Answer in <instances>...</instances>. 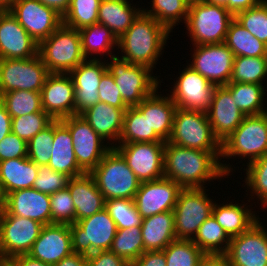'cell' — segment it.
Listing matches in <instances>:
<instances>
[{"label":"cell","instance_id":"cell-4","mask_svg":"<svg viewBox=\"0 0 267 266\" xmlns=\"http://www.w3.org/2000/svg\"><path fill=\"white\" fill-rule=\"evenodd\" d=\"M90 174L105 201L111 199L134 200L141 183L128 167L126 160L114 147L105 154Z\"/></svg>","mask_w":267,"mask_h":266},{"label":"cell","instance_id":"cell-15","mask_svg":"<svg viewBox=\"0 0 267 266\" xmlns=\"http://www.w3.org/2000/svg\"><path fill=\"white\" fill-rule=\"evenodd\" d=\"M187 65L216 86L230 83L235 56L225 43L193 45Z\"/></svg>","mask_w":267,"mask_h":266},{"label":"cell","instance_id":"cell-29","mask_svg":"<svg viewBox=\"0 0 267 266\" xmlns=\"http://www.w3.org/2000/svg\"><path fill=\"white\" fill-rule=\"evenodd\" d=\"M52 146L53 152L48 167L71 178L86 173L76 160L69 129L60 120H54V141Z\"/></svg>","mask_w":267,"mask_h":266},{"label":"cell","instance_id":"cell-49","mask_svg":"<svg viewBox=\"0 0 267 266\" xmlns=\"http://www.w3.org/2000/svg\"><path fill=\"white\" fill-rule=\"evenodd\" d=\"M52 121L53 119L45 111L14 117L12 118L11 132L28 143Z\"/></svg>","mask_w":267,"mask_h":266},{"label":"cell","instance_id":"cell-1","mask_svg":"<svg viewBox=\"0 0 267 266\" xmlns=\"http://www.w3.org/2000/svg\"><path fill=\"white\" fill-rule=\"evenodd\" d=\"M221 151L190 149L165 142L164 177L183 189L206 188L205 184L234 173L230 162H220ZM225 162V163H223Z\"/></svg>","mask_w":267,"mask_h":266},{"label":"cell","instance_id":"cell-24","mask_svg":"<svg viewBox=\"0 0 267 266\" xmlns=\"http://www.w3.org/2000/svg\"><path fill=\"white\" fill-rule=\"evenodd\" d=\"M158 90L157 88L136 107L144 117H147L150 126V142H167L172 133L177 106L169 93L165 96Z\"/></svg>","mask_w":267,"mask_h":266},{"label":"cell","instance_id":"cell-61","mask_svg":"<svg viewBox=\"0 0 267 266\" xmlns=\"http://www.w3.org/2000/svg\"><path fill=\"white\" fill-rule=\"evenodd\" d=\"M199 266H230L225 256L206 255Z\"/></svg>","mask_w":267,"mask_h":266},{"label":"cell","instance_id":"cell-57","mask_svg":"<svg viewBox=\"0 0 267 266\" xmlns=\"http://www.w3.org/2000/svg\"><path fill=\"white\" fill-rule=\"evenodd\" d=\"M12 118L7 112L6 107L0 101V142L1 140L11 132Z\"/></svg>","mask_w":267,"mask_h":266},{"label":"cell","instance_id":"cell-12","mask_svg":"<svg viewBox=\"0 0 267 266\" xmlns=\"http://www.w3.org/2000/svg\"><path fill=\"white\" fill-rule=\"evenodd\" d=\"M43 224L20 216L0 211V257L9 260L27 254L38 239Z\"/></svg>","mask_w":267,"mask_h":266},{"label":"cell","instance_id":"cell-62","mask_svg":"<svg viewBox=\"0 0 267 266\" xmlns=\"http://www.w3.org/2000/svg\"><path fill=\"white\" fill-rule=\"evenodd\" d=\"M16 0H0V10H8Z\"/></svg>","mask_w":267,"mask_h":266},{"label":"cell","instance_id":"cell-9","mask_svg":"<svg viewBox=\"0 0 267 266\" xmlns=\"http://www.w3.org/2000/svg\"><path fill=\"white\" fill-rule=\"evenodd\" d=\"M70 231L73 252L88 256L97 251L110 249L117 226L104 208L92 216L71 224Z\"/></svg>","mask_w":267,"mask_h":266},{"label":"cell","instance_id":"cell-45","mask_svg":"<svg viewBox=\"0 0 267 266\" xmlns=\"http://www.w3.org/2000/svg\"><path fill=\"white\" fill-rule=\"evenodd\" d=\"M150 142L147 117L136 107H128L124 114L123 130L118 144Z\"/></svg>","mask_w":267,"mask_h":266},{"label":"cell","instance_id":"cell-33","mask_svg":"<svg viewBox=\"0 0 267 266\" xmlns=\"http://www.w3.org/2000/svg\"><path fill=\"white\" fill-rule=\"evenodd\" d=\"M131 5L130 0H101L98 10V23L109 28L119 39L143 10L136 4Z\"/></svg>","mask_w":267,"mask_h":266},{"label":"cell","instance_id":"cell-20","mask_svg":"<svg viewBox=\"0 0 267 266\" xmlns=\"http://www.w3.org/2000/svg\"><path fill=\"white\" fill-rule=\"evenodd\" d=\"M42 109L53 120L75 115V88L69 74L50 73L41 90Z\"/></svg>","mask_w":267,"mask_h":266},{"label":"cell","instance_id":"cell-42","mask_svg":"<svg viewBox=\"0 0 267 266\" xmlns=\"http://www.w3.org/2000/svg\"><path fill=\"white\" fill-rule=\"evenodd\" d=\"M109 250L131 264L144 252L141 226L117 229Z\"/></svg>","mask_w":267,"mask_h":266},{"label":"cell","instance_id":"cell-22","mask_svg":"<svg viewBox=\"0 0 267 266\" xmlns=\"http://www.w3.org/2000/svg\"><path fill=\"white\" fill-rule=\"evenodd\" d=\"M104 60L86 59L68 73L75 88V115L99 102V84L107 71Z\"/></svg>","mask_w":267,"mask_h":266},{"label":"cell","instance_id":"cell-7","mask_svg":"<svg viewBox=\"0 0 267 266\" xmlns=\"http://www.w3.org/2000/svg\"><path fill=\"white\" fill-rule=\"evenodd\" d=\"M267 153V112L245 116L234 132L221 143L220 161L232 157L250 163Z\"/></svg>","mask_w":267,"mask_h":266},{"label":"cell","instance_id":"cell-13","mask_svg":"<svg viewBox=\"0 0 267 266\" xmlns=\"http://www.w3.org/2000/svg\"><path fill=\"white\" fill-rule=\"evenodd\" d=\"M68 129L73 140V148L78 165L90 173L112 148L80 115H72L60 120Z\"/></svg>","mask_w":267,"mask_h":266},{"label":"cell","instance_id":"cell-30","mask_svg":"<svg viewBox=\"0 0 267 266\" xmlns=\"http://www.w3.org/2000/svg\"><path fill=\"white\" fill-rule=\"evenodd\" d=\"M232 202H223V204L215 202L212 210V215L230 238L246 232L257 221L262 220L258 217L259 215H256V211H252L254 209L247 205L248 202L246 204L243 201H241L243 204L236 201L235 203Z\"/></svg>","mask_w":267,"mask_h":266},{"label":"cell","instance_id":"cell-43","mask_svg":"<svg viewBox=\"0 0 267 266\" xmlns=\"http://www.w3.org/2000/svg\"><path fill=\"white\" fill-rule=\"evenodd\" d=\"M166 266H199L206 254L192 241L176 239L164 250Z\"/></svg>","mask_w":267,"mask_h":266},{"label":"cell","instance_id":"cell-41","mask_svg":"<svg viewBox=\"0 0 267 266\" xmlns=\"http://www.w3.org/2000/svg\"><path fill=\"white\" fill-rule=\"evenodd\" d=\"M246 178L243 182H245L247 190V196L251 193L248 198L252 200L256 197V200L261 202V206L264 208L267 207V153L250 163H246ZM254 196V197H252Z\"/></svg>","mask_w":267,"mask_h":266},{"label":"cell","instance_id":"cell-60","mask_svg":"<svg viewBox=\"0 0 267 266\" xmlns=\"http://www.w3.org/2000/svg\"><path fill=\"white\" fill-rule=\"evenodd\" d=\"M45 6L55 9L60 15H64L70 6L71 0H38Z\"/></svg>","mask_w":267,"mask_h":266},{"label":"cell","instance_id":"cell-50","mask_svg":"<svg viewBox=\"0 0 267 266\" xmlns=\"http://www.w3.org/2000/svg\"><path fill=\"white\" fill-rule=\"evenodd\" d=\"M50 202L51 224L75 223V206L68 187L51 194Z\"/></svg>","mask_w":267,"mask_h":266},{"label":"cell","instance_id":"cell-53","mask_svg":"<svg viewBox=\"0 0 267 266\" xmlns=\"http://www.w3.org/2000/svg\"><path fill=\"white\" fill-rule=\"evenodd\" d=\"M27 157V143L13 132L0 142V161Z\"/></svg>","mask_w":267,"mask_h":266},{"label":"cell","instance_id":"cell-11","mask_svg":"<svg viewBox=\"0 0 267 266\" xmlns=\"http://www.w3.org/2000/svg\"><path fill=\"white\" fill-rule=\"evenodd\" d=\"M49 74L39 54L28 59H0V96L14 90L41 92Z\"/></svg>","mask_w":267,"mask_h":266},{"label":"cell","instance_id":"cell-44","mask_svg":"<svg viewBox=\"0 0 267 266\" xmlns=\"http://www.w3.org/2000/svg\"><path fill=\"white\" fill-rule=\"evenodd\" d=\"M101 0H71L70 6L62 16L63 24L74 28L98 23V10Z\"/></svg>","mask_w":267,"mask_h":266},{"label":"cell","instance_id":"cell-10","mask_svg":"<svg viewBox=\"0 0 267 266\" xmlns=\"http://www.w3.org/2000/svg\"><path fill=\"white\" fill-rule=\"evenodd\" d=\"M205 188L182 189L173 209L177 239L193 240L202 223L212 215L213 201ZM207 193V194H206Z\"/></svg>","mask_w":267,"mask_h":266},{"label":"cell","instance_id":"cell-27","mask_svg":"<svg viewBox=\"0 0 267 266\" xmlns=\"http://www.w3.org/2000/svg\"><path fill=\"white\" fill-rule=\"evenodd\" d=\"M126 109L97 102L80 115L105 142L114 147L119 143L122 134Z\"/></svg>","mask_w":267,"mask_h":266},{"label":"cell","instance_id":"cell-31","mask_svg":"<svg viewBox=\"0 0 267 266\" xmlns=\"http://www.w3.org/2000/svg\"><path fill=\"white\" fill-rule=\"evenodd\" d=\"M141 235L144 252L164 250L176 240L174 212L167 211L142 219Z\"/></svg>","mask_w":267,"mask_h":266},{"label":"cell","instance_id":"cell-36","mask_svg":"<svg viewBox=\"0 0 267 266\" xmlns=\"http://www.w3.org/2000/svg\"><path fill=\"white\" fill-rule=\"evenodd\" d=\"M224 43L235 57H267V45L253 36L235 18L230 22Z\"/></svg>","mask_w":267,"mask_h":266},{"label":"cell","instance_id":"cell-52","mask_svg":"<svg viewBox=\"0 0 267 266\" xmlns=\"http://www.w3.org/2000/svg\"><path fill=\"white\" fill-rule=\"evenodd\" d=\"M99 102H104L116 108H128L115 84L113 76L108 70L102 75L99 84Z\"/></svg>","mask_w":267,"mask_h":266},{"label":"cell","instance_id":"cell-58","mask_svg":"<svg viewBox=\"0 0 267 266\" xmlns=\"http://www.w3.org/2000/svg\"><path fill=\"white\" fill-rule=\"evenodd\" d=\"M14 266H52L40 260L34 259L27 254L17 255L9 259Z\"/></svg>","mask_w":267,"mask_h":266},{"label":"cell","instance_id":"cell-19","mask_svg":"<svg viewBox=\"0 0 267 266\" xmlns=\"http://www.w3.org/2000/svg\"><path fill=\"white\" fill-rule=\"evenodd\" d=\"M183 188L168 178L141 182L134 202L142 218L173 211Z\"/></svg>","mask_w":267,"mask_h":266},{"label":"cell","instance_id":"cell-26","mask_svg":"<svg viewBox=\"0 0 267 266\" xmlns=\"http://www.w3.org/2000/svg\"><path fill=\"white\" fill-rule=\"evenodd\" d=\"M3 209L10 215L30 218L43 225L51 224L50 195L34 188L8 193L4 197Z\"/></svg>","mask_w":267,"mask_h":266},{"label":"cell","instance_id":"cell-23","mask_svg":"<svg viewBox=\"0 0 267 266\" xmlns=\"http://www.w3.org/2000/svg\"><path fill=\"white\" fill-rule=\"evenodd\" d=\"M72 253L70 225L49 224L43 226L27 255L54 266Z\"/></svg>","mask_w":267,"mask_h":266},{"label":"cell","instance_id":"cell-55","mask_svg":"<svg viewBox=\"0 0 267 266\" xmlns=\"http://www.w3.org/2000/svg\"><path fill=\"white\" fill-rule=\"evenodd\" d=\"M205 3L227 8L233 15L262 4L265 0H202Z\"/></svg>","mask_w":267,"mask_h":266},{"label":"cell","instance_id":"cell-21","mask_svg":"<svg viewBox=\"0 0 267 266\" xmlns=\"http://www.w3.org/2000/svg\"><path fill=\"white\" fill-rule=\"evenodd\" d=\"M38 47L9 10H0V59L32 58Z\"/></svg>","mask_w":267,"mask_h":266},{"label":"cell","instance_id":"cell-64","mask_svg":"<svg viewBox=\"0 0 267 266\" xmlns=\"http://www.w3.org/2000/svg\"><path fill=\"white\" fill-rule=\"evenodd\" d=\"M0 266H14L9 260H2Z\"/></svg>","mask_w":267,"mask_h":266},{"label":"cell","instance_id":"cell-37","mask_svg":"<svg viewBox=\"0 0 267 266\" xmlns=\"http://www.w3.org/2000/svg\"><path fill=\"white\" fill-rule=\"evenodd\" d=\"M206 255L224 256L231 238L211 215L199 227L192 240Z\"/></svg>","mask_w":267,"mask_h":266},{"label":"cell","instance_id":"cell-6","mask_svg":"<svg viewBox=\"0 0 267 266\" xmlns=\"http://www.w3.org/2000/svg\"><path fill=\"white\" fill-rule=\"evenodd\" d=\"M107 62V70L113 76L124 103L128 107L136 106L150 96L162 81L153 70L143 66L131 64L129 61L114 56ZM152 72V73H151ZM160 83V84H159Z\"/></svg>","mask_w":267,"mask_h":266},{"label":"cell","instance_id":"cell-47","mask_svg":"<svg viewBox=\"0 0 267 266\" xmlns=\"http://www.w3.org/2000/svg\"><path fill=\"white\" fill-rule=\"evenodd\" d=\"M234 18L253 36L267 45V0L258 6L236 13Z\"/></svg>","mask_w":267,"mask_h":266},{"label":"cell","instance_id":"cell-17","mask_svg":"<svg viewBox=\"0 0 267 266\" xmlns=\"http://www.w3.org/2000/svg\"><path fill=\"white\" fill-rule=\"evenodd\" d=\"M8 10L38 44L63 23L62 15L38 0H16Z\"/></svg>","mask_w":267,"mask_h":266},{"label":"cell","instance_id":"cell-16","mask_svg":"<svg viewBox=\"0 0 267 266\" xmlns=\"http://www.w3.org/2000/svg\"><path fill=\"white\" fill-rule=\"evenodd\" d=\"M175 81L172 91L170 90V97L177 108L207 112L216 85L188 65L182 72L179 71Z\"/></svg>","mask_w":267,"mask_h":266},{"label":"cell","instance_id":"cell-18","mask_svg":"<svg viewBox=\"0 0 267 266\" xmlns=\"http://www.w3.org/2000/svg\"><path fill=\"white\" fill-rule=\"evenodd\" d=\"M257 221L249 230L232 237L224 255L230 266H267V229Z\"/></svg>","mask_w":267,"mask_h":266},{"label":"cell","instance_id":"cell-48","mask_svg":"<svg viewBox=\"0 0 267 266\" xmlns=\"http://www.w3.org/2000/svg\"><path fill=\"white\" fill-rule=\"evenodd\" d=\"M54 141V120L27 143V157L36 165H48Z\"/></svg>","mask_w":267,"mask_h":266},{"label":"cell","instance_id":"cell-14","mask_svg":"<svg viewBox=\"0 0 267 266\" xmlns=\"http://www.w3.org/2000/svg\"><path fill=\"white\" fill-rule=\"evenodd\" d=\"M164 147L165 142H134L114 146L140 182L164 177Z\"/></svg>","mask_w":267,"mask_h":266},{"label":"cell","instance_id":"cell-28","mask_svg":"<svg viewBox=\"0 0 267 266\" xmlns=\"http://www.w3.org/2000/svg\"><path fill=\"white\" fill-rule=\"evenodd\" d=\"M68 188L75 206V222L105 208V199L90 173L70 178Z\"/></svg>","mask_w":267,"mask_h":266},{"label":"cell","instance_id":"cell-25","mask_svg":"<svg viewBox=\"0 0 267 266\" xmlns=\"http://www.w3.org/2000/svg\"><path fill=\"white\" fill-rule=\"evenodd\" d=\"M206 113L214 136L220 143L234 132L245 117L235 105L231 93L224 86H216Z\"/></svg>","mask_w":267,"mask_h":266},{"label":"cell","instance_id":"cell-54","mask_svg":"<svg viewBox=\"0 0 267 266\" xmlns=\"http://www.w3.org/2000/svg\"><path fill=\"white\" fill-rule=\"evenodd\" d=\"M86 264L87 266H130L124 258L110 250L97 251L86 256Z\"/></svg>","mask_w":267,"mask_h":266},{"label":"cell","instance_id":"cell-35","mask_svg":"<svg viewBox=\"0 0 267 266\" xmlns=\"http://www.w3.org/2000/svg\"><path fill=\"white\" fill-rule=\"evenodd\" d=\"M266 86L267 84L228 83L224 87L231 93L239 110L245 116H250L267 112Z\"/></svg>","mask_w":267,"mask_h":266},{"label":"cell","instance_id":"cell-2","mask_svg":"<svg viewBox=\"0 0 267 266\" xmlns=\"http://www.w3.org/2000/svg\"><path fill=\"white\" fill-rule=\"evenodd\" d=\"M171 32L143 10L130 28L118 39L119 58L131 64L156 69ZM121 51V52H120ZM163 52V53H162Z\"/></svg>","mask_w":267,"mask_h":266},{"label":"cell","instance_id":"cell-46","mask_svg":"<svg viewBox=\"0 0 267 266\" xmlns=\"http://www.w3.org/2000/svg\"><path fill=\"white\" fill-rule=\"evenodd\" d=\"M105 209L116 223L117 229L141 226L142 217L132 199H111L105 201Z\"/></svg>","mask_w":267,"mask_h":266},{"label":"cell","instance_id":"cell-40","mask_svg":"<svg viewBox=\"0 0 267 266\" xmlns=\"http://www.w3.org/2000/svg\"><path fill=\"white\" fill-rule=\"evenodd\" d=\"M0 101L6 107L11 118L43 111L41 92L14 90L3 93Z\"/></svg>","mask_w":267,"mask_h":266},{"label":"cell","instance_id":"cell-38","mask_svg":"<svg viewBox=\"0 0 267 266\" xmlns=\"http://www.w3.org/2000/svg\"><path fill=\"white\" fill-rule=\"evenodd\" d=\"M151 2L152 9L143 8V11L154 17L170 32H173L180 22L185 24L191 0H152Z\"/></svg>","mask_w":267,"mask_h":266},{"label":"cell","instance_id":"cell-34","mask_svg":"<svg viewBox=\"0 0 267 266\" xmlns=\"http://www.w3.org/2000/svg\"><path fill=\"white\" fill-rule=\"evenodd\" d=\"M79 33L82 52L86 59L102 60L105 55L110 58L116 56L113 51L118 47V39L105 25L95 23L79 29Z\"/></svg>","mask_w":267,"mask_h":266},{"label":"cell","instance_id":"cell-56","mask_svg":"<svg viewBox=\"0 0 267 266\" xmlns=\"http://www.w3.org/2000/svg\"><path fill=\"white\" fill-rule=\"evenodd\" d=\"M130 266H166L163 250L143 252Z\"/></svg>","mask_w":267,"mask_h":266},{"label":"cell","instance_id":"cell-59","mask_svg":"<svg viewBox=\"0 0 267 266\" xmlns=\"http://www.w3.org/2000/svg\"><path fill=\"white\" fill-rule=\"evenodd\" d=\"M54 266H87L86 256L73 252Z\"/></svg>","mask_w":267,"mask_h":266},{"label":"cell","instance_id":"cell-51","mask_svg":"<svg viewBox=\"0 0 267 266\" xmlns=\"http://www.w3.org/2000/svg\"><path fill=\"white\" fill-rule=\"evenodd\" d=\"M70 178L71 177L64 173L52 170L48 165H39L37 178L32 188L51 195L59 190L67 188Z\"/></svg>","mask_w":267,"mask_h":266},{"label":"cell","instance_id":"cell-39","mask_svg":"<svg viewBox=\"0 0 267 266\" xmlns=\"http://www.w3.org/2000/svg\"><path fill=\"white\" fill-rule=\"evenodd\" d=\"M267 79V57L234 58L230 83L265 84Z\"/></svg>","mask_w":267,"mask_h":266},{"label":"cell","instance_id":"cell-8","mask_svg":"<svg viewBox=\"0 0 267 266\" xmlns=\"http://www.w3.org/2000/svg\"><path fill=\"white\" fill-rule=\"evenodd\" d=\"M169 143L190 149L221 151L206 112L177 108Z\"/></svg>","mask_w":267,"mask_h":266},{"label":"cell","instance_id":"cell-5","mask_svg":"<svg viewBox=\"0 0 267 266\" xmlns=\"http://www.w3.org/2000/svg\"><path fill=\"white\" fill-rule=\"evenodd\" d=\"M38 54L49 73L68 74L86 60L79 30L63 23L39 43Z\"/></svg>","mask_w":267,"mask_h":266},{"label":"cell","instance_id":"cell-3","mask_svg":"<svg viewBox=\"0 0 267 266\" xmlns=\"http://www.w3.org/2000/svg\"><path fill=\"white\" fill-rule=\"evenodd\" d=\"M234 15L225 7L191 0L185 22L193 45L224 43Z\"/></svg>","mask_w":267,"mask_h":266},{"label":"cell","instance_id":"cell-63","mask_svg":"<svg viewBox=\"0 0 267 266\" xmlns=\"http://www.w3.org/2000/svg\"><path fill=\"white\" fill-rule=\"evenodd\" d=\"M3 207H4V195L0 187V211L3 209Z\"/></svg>","mask_w":267,"mask_h":266},{"label":"cell","instance_id":"cell-32","mask_svg":"<svg viewBox=\"0 0 267 266\" xmlns=\"http://www.w3.org/2000/svg\"><path fill=\"white\" fill-rule=\"evenodd\" d=\"M38 165L28 157L0 161V187L4 197L15 190L32 188Z\"/></svg>","mask_w":267,"mask_h":266}]
</instances>
